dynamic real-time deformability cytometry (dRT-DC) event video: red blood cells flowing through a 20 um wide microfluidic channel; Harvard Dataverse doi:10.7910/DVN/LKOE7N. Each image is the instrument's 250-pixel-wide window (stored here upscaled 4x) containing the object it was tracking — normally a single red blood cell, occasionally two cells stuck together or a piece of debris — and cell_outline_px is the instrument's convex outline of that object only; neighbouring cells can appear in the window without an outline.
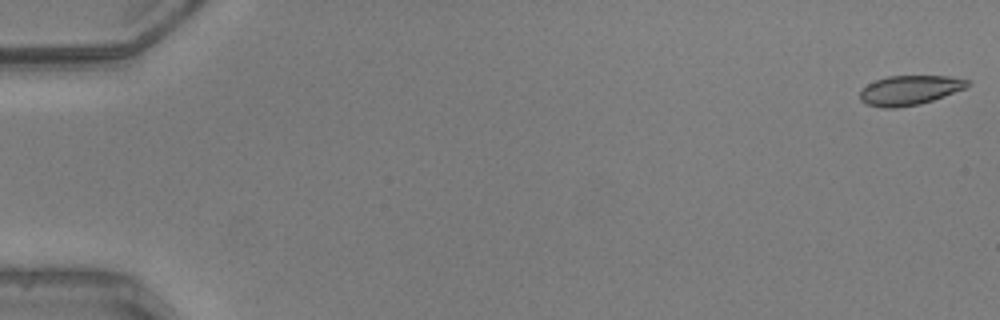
{"species": "common noctule bat (a hibernating species)", "species_latin": "Nyctalus noctula", "temperature_condition": "warm", "stored_images_in_passage": 42, "camera_frame_rate_fps": 3000, "um_per_image_px": 0.085, "animal": {"sex": "male", "body_mass_g": 20.5, "forearm_length_mm": 52.5}, "frame": {"image": 1, "passage_image": 1, "time_ms": 0.0, "image_size_px": [1000, 320], "cell_outline_px": [[972, 84], [964, 88], [932, 100], [920, 104], [896, 108], [884, 108], [868, 104], [860, 100], [860, 88], [876, 80], [888, 76], [948, 76], [972, 80]], "centroid_in_image_um": [77.32, 7.66], "position_along_channel_um": 7.7, "area_um2": 18.5}}
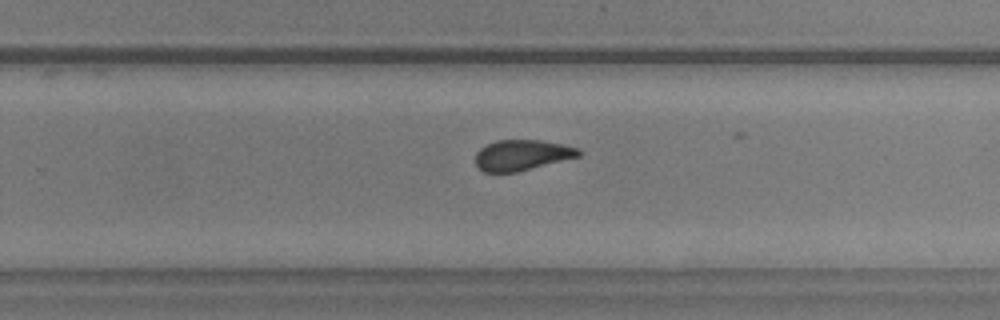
{"frame": {"image": 2, "passage_image": 33, "time_ms": 10.667, "image_size_px": [1000, 320], "cell_outline_px": [[584, 152], [580, 156], [516, 172], [484, 172], [476, 168], [476, 152], [480, 148], [496, 140], [540, 140], [580, 148]], "centroid_in_image_um": [44.36, 13.18], "position_along_channel_um": 285.4, "area_um2": 18.44}}
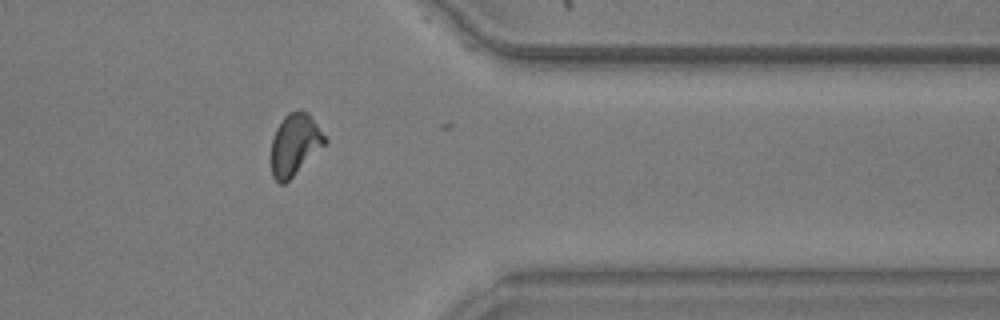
{"frame": {"image": 3, "passage_image": 41, "time_ms": 13.333, "image_size_px": [1000, 320], "cell_outline_px": [[328, 140], [284, 184], [280, 184], [272, 176], [272, 140], [276, 128], [284, 116], [288, 112], [300, 108], [308, 112]], "centroid_in_image_um": [25.04, 12.23], "position_along_channel_um": 386.4, "area_um2": 18.9}, "authors_computed_cell_mechanics": {"area_um2": 19.2763, "velocity_mm_per_s": 4.1511, "shape_relaxation_time_tau1_ms": 4.4919, "shape_relaxation_time_tau2_ms": 1.2447, "deformation_change_tau1": 0.1284, "deformation_change_tau2": 0.073}}